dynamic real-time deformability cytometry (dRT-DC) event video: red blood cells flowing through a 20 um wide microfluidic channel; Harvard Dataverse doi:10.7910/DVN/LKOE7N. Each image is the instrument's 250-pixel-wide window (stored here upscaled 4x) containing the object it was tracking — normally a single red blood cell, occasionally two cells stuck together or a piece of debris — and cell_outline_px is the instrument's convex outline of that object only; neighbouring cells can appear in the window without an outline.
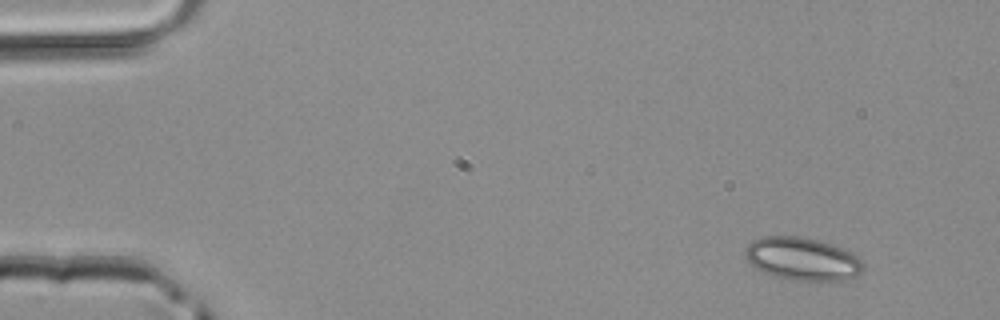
{"species": "common noctule bat (a hibernating species)", "species_latin": "Nyctalus noctula", "temperature_condition": "room temperature", "stored_images_in_passage": 5, "camera_frame_rate_fps": 3000, "um_per_image_px": 0.085, "animal": {"sex": "male", "body_mass_g": 20.4}, "frame": {"image": 1, "passage_image": 5, "time_ms": 1.333, "image_size_px": [1000, 320], "cell_outline_px": [[864, 272], [848, 280], [792, 280], [776, 276], [764, 272], [756, 268], [744, 256], [744, 248], [752, 240], [764, 236], [800, 236], [832, 244], [852, 252], [860, 256], [864, 264]], "centroid_in_image_um": [68.24, 22.0], "position_along_channel_um": 16.8, "area_um2": 29.77}}